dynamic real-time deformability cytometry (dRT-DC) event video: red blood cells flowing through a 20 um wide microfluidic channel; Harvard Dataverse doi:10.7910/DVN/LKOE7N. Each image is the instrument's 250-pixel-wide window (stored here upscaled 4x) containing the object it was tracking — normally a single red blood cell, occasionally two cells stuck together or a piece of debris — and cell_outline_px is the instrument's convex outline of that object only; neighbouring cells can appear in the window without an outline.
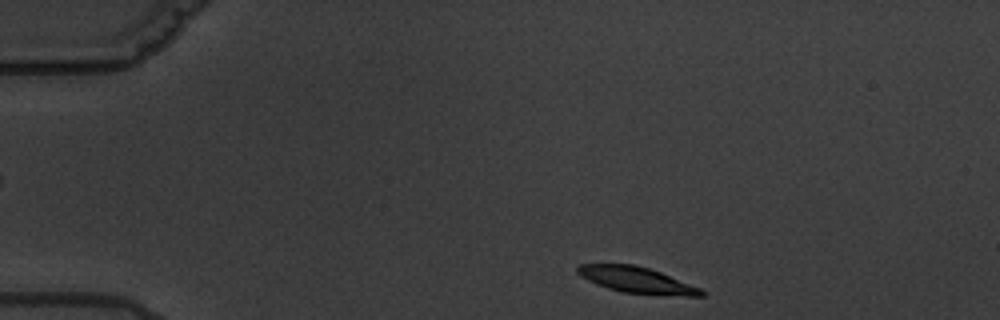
{"species": "common noctule bat (a hibernating species)", "species_latin": "Nyctalus noctula", "temperature_condition": "warm", "stored_images_in_passage": 4, "camera_frame_rate_fps": 3000, "um_per_image_px": 0.085, "animal": {"sex": "male", "body_mass_g": 19.5, "forearm_length_mm": 54.6}, "frame": {"image": 1, "passage_image": 1, "time_ms": 0.0, "image_size_px": [1000, 320], "cell_outline_px": [[704, 296], [684, 296], [624, 292], [608, 288], [596, 284], [580, 276], [576, 272], [576, 264], [632, 264], [648, 268], [660, 272], [700, 288], [704, 292]], "centroid_in_image_um": [54.07, 23.79], "position_along_channel_um": 30.9, "area_um2": 18.55}}
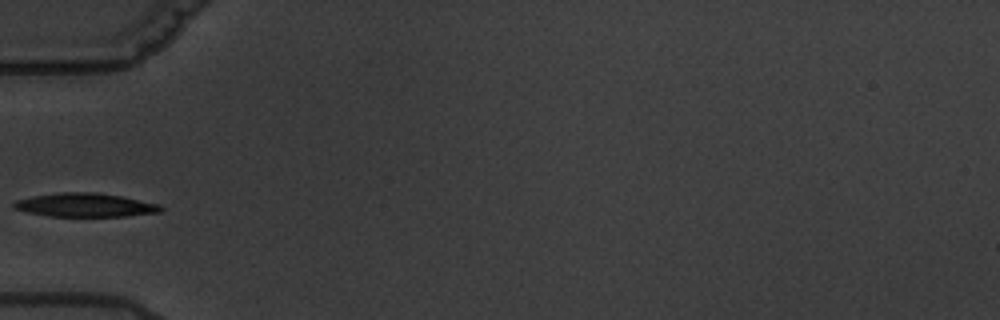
{"frame": {"image": 2, "passage_image": 4, "time_ms": 3.333, "image_size_px": [1000, 320], "cell_outline_px": [[164, 208], [160, 212], [124, 216], [48, 216], [28, 212], [12, 208], [12, 204], [16, 200], [32, 196], [60, 192], [96, 192], [120, 196], [160, 204]], "centroid_in_image_um": [7.22, 17.42], "position_along_channel_um": 77.8, "area_um2": 20.23}}